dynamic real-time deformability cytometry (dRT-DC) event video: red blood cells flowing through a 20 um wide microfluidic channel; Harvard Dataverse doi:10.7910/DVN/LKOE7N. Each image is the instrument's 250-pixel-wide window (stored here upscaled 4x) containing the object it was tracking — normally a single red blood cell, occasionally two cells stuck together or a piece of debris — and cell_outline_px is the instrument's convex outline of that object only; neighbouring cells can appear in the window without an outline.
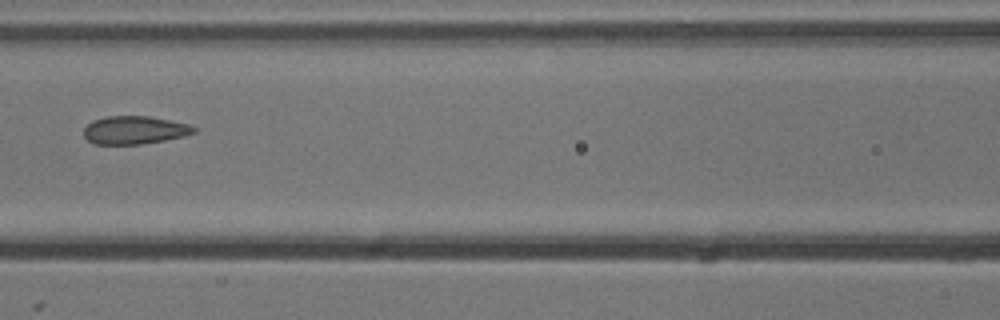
{"species": "common noctule bat (a hibernating species)", "species_latin": "Nyctalus noctula", "temperature_condition": "cold", "stored_images_in_passage": 6, "camera_frame_rate_fps": 3000, "um_per_image_px": 0.085, "animal": {"sex": "male", "body_mass_g": 13.3}, "frame": {"image": 1, "passage_image": 6, "time_ms": 1.667, "image_size_px": [1000, 320], "cell_outline_px": [[200, 128], [196, 132], [184, 136], [164, 140], [140, 144], [96, 144], [88, 140], [84, 136], [84, 128], [92, 120], [108, 116], [148, 116], [192, 124]], "centroid_in_image_um": [11.49, 11.05], "position_along_channel_um": 155.1, "area_um2": 18.15}}